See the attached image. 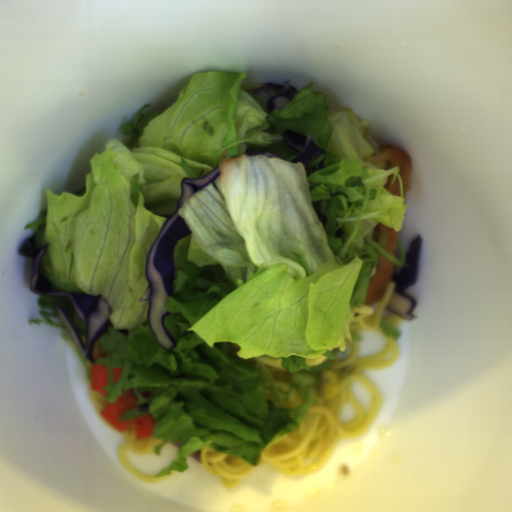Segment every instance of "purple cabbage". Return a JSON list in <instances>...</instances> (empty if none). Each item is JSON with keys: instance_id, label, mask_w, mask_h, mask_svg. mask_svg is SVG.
I'll list each match as a JSON object with an SVG mask.
<instances>
[{"instance_id": "purple-cabbage-1", "label": "purple cabbage", "mask_w": 512, "mask_h": 512, "mask_svg": "<svg viewBox=\"0 0 512 512\" xmlns=\"http://www.w3.org/2000/svg\"><path fill=\"white\" fill-rule=\"evenodd\" d=\"M221 174L218 166L201 178L186 176L181 180V195L176 202V209L164 220L148 250L145 267L148 287L139 302L147 301L148 323L159 344L166 351L176 345L164 324L172 314L166 309V301L169 297H174L176 243L192 233L181 218L179 210L184 202L204 186L219 178Z\"/></svg>"}, {"instance_id": "purple-cabbage-2", "label": "purple cabbage", "mask_w": 512, "mask_h": 512, "mask_svg": "<svg viewBox=\"0 0 512 512\" xmlns=\"http://www.w3.org/2000/svg\"><path fill=\"white\" fill-rule=\"evenodd\" d=\"M49 246L50 243L36 246L35 232L23 240L20 245L18 254L31 259L29 290L37 295L66 298L70 302L85 323L88 333L86 342L78 334L70 317L58 304L53 302L55 311L85 359L93 365L95 364L93 352L96 343L101 336L108 334L109 326H113L111 323V305L107 300L97 295L61 291L49 282L40 273V261L49 249Z\"/></svg>"}, {"instance_id": "purple-cabbage-3", "label": "purple cabbage", "mask_w": 512, "mask_h": 512, "mask_svg": "<svg viewBox=\"0 0 512 512\" xmlns=\"http://www.w3.org/2000/svg\"><path fill=\"white\" fill-rule=\"evenodd\" d=\"M421 243L422 238L420 235L413 237L400 270L396 273L392 272L390 282L394 283L395 288L388 304L384 308L388 309L393 315L405 318L411 322L415 321V315L412 311L417 300L408 291L416 285L418 280Z\"/></svg>"}, {"instance_id": "purple-cabbage-4", "label": "purple cabbage", "mask_w": 512, "mask_h": 512, "mask_svg": "<svg viewBox=\"0 0 512 512\" xmlns=\"http://www.w3.org/2000/svg\"><path fill=\"white\" fill-rule=\"evenodd\" d=\"M297 93L298 90L289 85L287 79L280 84L264 83L259 89L253 91V97L259 99L266 106L267 111L273 114L289 104Z\"/></svg>"}, {"instance_id": "purple-cabbage-5", "label": "purple cabbage", "mask_w": 512, "mask_h": 512, "mask_svg": "<svg viewBox=\"0 0 512 512\" xmlns=\"http://www.w3.org/2000/svg\"><path fill=\"white\" fill-rule=\"evenodd\" d=\"M281 140L289 149L297 151L298 155L291 160V163L294 164L300 162V164L307 167L320 155L326 154L325 150L318 147L309 134L306 137L302 133L285 129Z\"/></svg>"}, {"instance_id": "purple-cabbage-6", "label": "purple cabbage", "mask_w": 512, "mask_h": 512, "mask_svg": "<svg viewBox=\"0 0 512 512\" xmlns=\"http://www.w3.org/2000/svg\"><path fill=\"white\" fill-rule=\"evenodd\" d=\"M246 155L250 156V157H255V156H266L268 158H276V159H282L285 161V158L275 154V153H272L270 151H265V152H260V153H247Z\"/></svg>"}, {"instance_id": "purple-cabbage-7", "label": "purple cabbage", "mask_w": 512, "mask_h": 512, "mask_svg": "<svg viewBox=\"0 0 512 512\" xmlns=\"http://www.w3.org/2000/svg\"><path fill=\"white\" fill-rule=\"evenodd\" d=\"M325 157H323L317 164L314 165V167L312 168V172H316L317 170H322L323 168H325L326 166V163H325Z\"/></svg>"}, {"instance_id": "purple-cabbage-8", "label": "purple cabbage", "mask_w": 512, "mask_h": 512, "mask_svg": "<svg viewBox=\"0 0 512 512\" xmlns=\"http://www.w3.org/2000/svg\"><path fill=\"white\" fill-rule=\"evenodd\" d=\"M315 213H316L317 217L319 218V220H320V222H321L322 226H324L325 224H327V221H328V217H327V215H325V214L321 213V212H320V211H318V210H315Z\"/></svg>"}, {"instance_id": "purple-cabbage-9", "label": "purple cabbage", "mask_w": 512, "mask_h": 512, "mask_svg": "<svg viewBox=\"0 0 512 512\" xmlns=\"http://www.w3.org/2000/svg\"><path fill=\"white\" fill-rule=\"evenodd\" d=\"M138 412H149V402L141 403L137 408Z\"/></svg>"}, {"instance_id": "purple-cabbage-10", "label": "purple cabbage", "mask_w": 512, "mask_h": 512, "mask_svg": "<svg viewBox=\"0 0 512 512\" xmlns=\"http://www.w3.org/2000/svg\"><path fill=\"white\" fill-rule=\"evenodd\" d=\"M190 457L199 462L200 464L202 463L200 451L194 452L193 454L190 455Z\"/></svg>"}, {"instance_id": "purple-cabbage-11", "label": "purple cabbage", "mask_w": 512, "mask_h": 512, "mask_svg": "<svg viewBox=\"0 0 512 512\" xmlns=\"http://www.w3.org/2000/svg\"><path fill=\"white\" fill-rule=\"evenodd\" d=\"M184 441H171L169 444L177 447L178 449L182 446Z\"/></svg>"}, {"instance_id": "purple-cabbage-12", "label": "purple cabbage", "mask_w": 512, "mask_h": 512, "mask_svg": "<svg viewBox=\"0 0 512 512\" xmlns=\"http://www.w3.org/2000/svg\"><path fill=\"white\" fill-rule=\"evenodd\" d=\"M395 257H397L399 260H400V257H401V248L399 247V245L396 243V253L394 255Z\"/></svg>"}]
</instances>
